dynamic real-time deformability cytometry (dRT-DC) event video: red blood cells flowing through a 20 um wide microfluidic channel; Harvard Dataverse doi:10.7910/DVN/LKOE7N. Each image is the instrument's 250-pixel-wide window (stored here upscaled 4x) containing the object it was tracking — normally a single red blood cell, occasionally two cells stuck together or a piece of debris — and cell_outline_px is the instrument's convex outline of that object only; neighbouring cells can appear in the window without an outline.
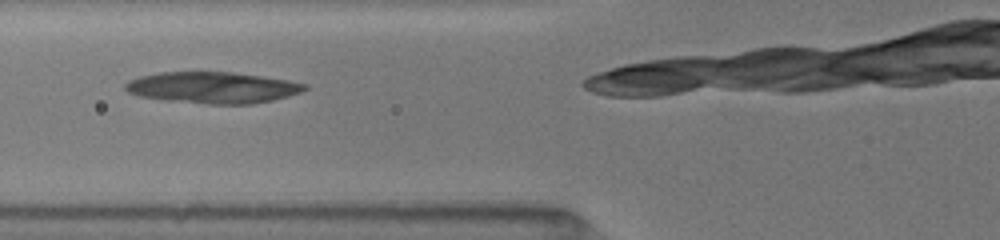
{"species": "common noctule bat (a hibernating species)", "species_latin": "Nyctalus noctula", "temperature_condition": "room temperature", "stored_images_in_passage": 10, "camera_frame_rate_fps": 3000, "um_per_image_px": 0.085, "animal": {"sex": "female", "body_mass_g": 19.5, "forearm_length_mm": 54.1}, "frame": {"image": 1, "passage_image": 5, "time_ms": 1.333, "image_size_px": [1000, 240], "cell_outline_px": [[308, 88], [300, 92], [288, 96], [272, 100], [252, 104], [208, 104], [160, 100], [136, 96], [128, 92], [124, 88], [124, 84], [128, 80], [140, 76], [160, 72], [232, 72], [288, 80], [308, 84]], "centroid_in_image_um": [18.02, 7.45], "position_along_channel_um": 107.8, "area_um2": 33.0}}
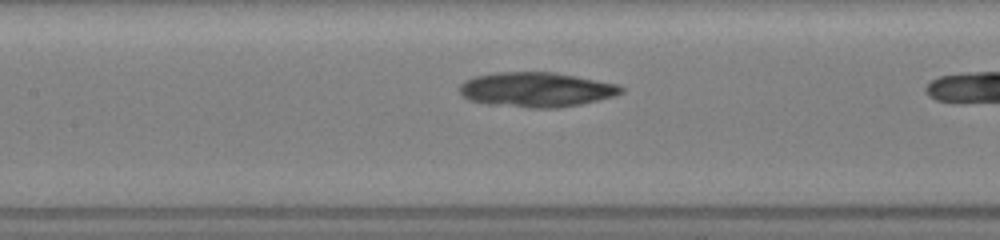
{"frame": {"image": 2, "passage_image": 9, "time_ms": 2.667, "image_size_px": [1000, 240], "cell_outline_px": [[624, 92], [616, 96], [580, 104], [560, 108], [528, 108], [488, 104], [468, 100], [460, 96], [460, 84], [464, 80], [476, 76], [496, 72], [556, 72], [620, 84], [624, 88]], "centroid_in_image_um": [45.61, 7.62], "position_along_channel_um": 161.8, "area_um2": 33.18}}